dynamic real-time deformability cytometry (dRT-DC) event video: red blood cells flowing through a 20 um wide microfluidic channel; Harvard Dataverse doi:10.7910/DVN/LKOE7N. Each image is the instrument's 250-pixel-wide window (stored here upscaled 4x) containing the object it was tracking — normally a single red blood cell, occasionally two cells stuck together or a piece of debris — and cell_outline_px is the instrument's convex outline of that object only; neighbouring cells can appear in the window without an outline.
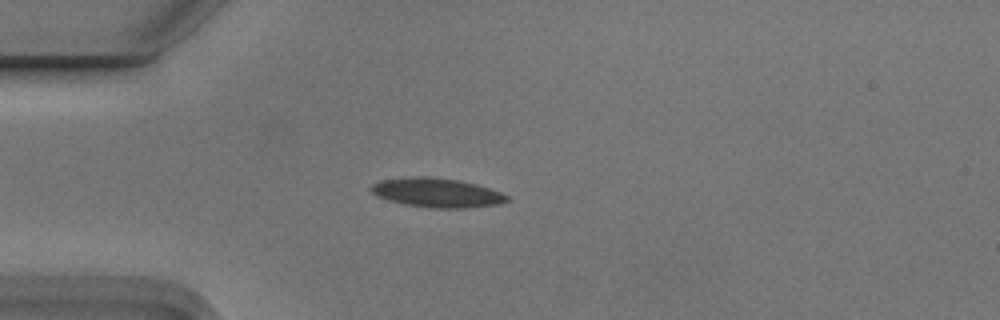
{"species": "Egyptian fruit bat (a non-hibernating species)", "species_latin": "Rousettus aegyptiacus", "temperature_condition": "cold", "stored_images_in_passage": 2, "camera_frame_rate_fps": 3000, "um_per_image_px": 0.085, "animal": {"sex": "male"}, "frame": {"image": 1, "passage_image": 2, "time_ms": 0.333, "image_size_px": [1000, 320], "cell_outline_px": [[508, 200], [500, 204], [468, 208], [428, 208], [404, 204], [388, 200], [376, 196], [368, 188], [372, 184], [380, 180], [416, 176], [428, 176], [460, 180], [476, 184], [500, 192], [508, 196]], "centroid_in_image_um": [37.1, 16.38], "position_along_channel_um": 47.9, "area_um2": 23.29}}